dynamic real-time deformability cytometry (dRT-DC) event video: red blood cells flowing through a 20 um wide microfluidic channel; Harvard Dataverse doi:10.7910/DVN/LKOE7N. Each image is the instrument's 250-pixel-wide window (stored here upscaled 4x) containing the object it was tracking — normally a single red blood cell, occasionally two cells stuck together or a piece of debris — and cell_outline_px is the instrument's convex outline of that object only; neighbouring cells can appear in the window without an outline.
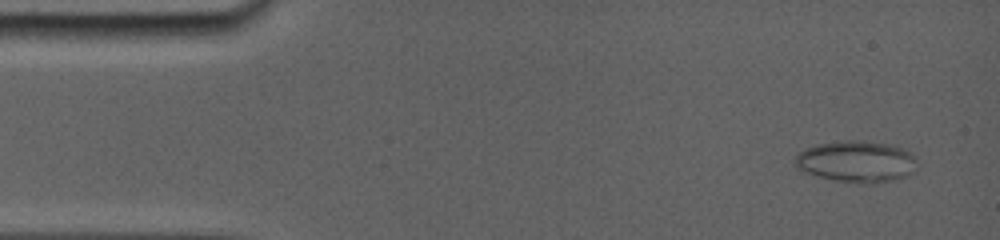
{"species": "common noctule bat (a hibernating species)", "species_latin": "Nyctalus noctula", "temperature_condition": "room temperature", "stored_images_in_passage": 17, "camera_frame_rate_fps": 5000, "um_per_image_px": 0.085, "animal": {"sex": "female", "body_mass_g": 19.0, "forearm_length_mm": 56.7}, "frame": {"image": 1, "passage_image": 2, "time_ms": 1.0, "image_size_px": [1000, 240], "cell_outline_px": [[896, 152], [864, 180], [840, 180], [820, 176], [808, 172], [800, 164], [800, 156], [804, 152], [812, 148], [840, 144], [864, 144], [888, 148]], "centroid_in_image_um": [71.83, 13.67], "position_along_channel_um": 13.2, "area_um2": 18.5}}
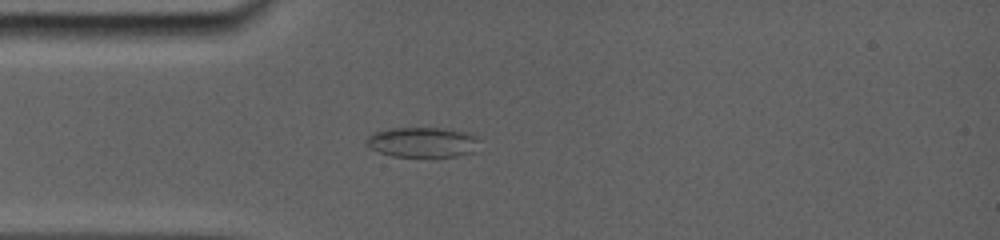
{"frame": {"image": 2, "passage_image": 9, "time_ms": 4.4, "image_size_px": [1000, 240], "cell_outline_px": [[468, 152], [436, 160], [392, 156], [380, 152], [372, 148], [368, 144], [368, 140], [372, 136], [380, 132], [400, 128], [436, 128], [468, 136]], "centroid_in_image_um": [35.68, 12.17], "position_along_channel_um": 49.3, "area_um2": 18.21}}
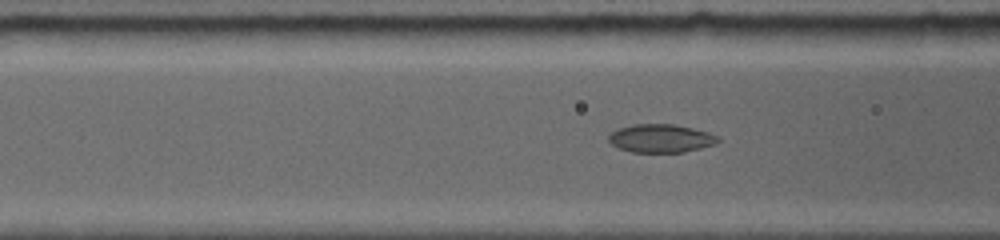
{"frame": {"image": 3, "passage_image": 14, "time_ms": 6.2, "image_size_px": [1000, 240], "cell_outline_px": [[720, 140], [712, 144], [700, 148], [680, 152], [632, 152], [620, 148], [612, 144], [608, 140], [608, 136], [612, 132], [620, 128], [636, 124], [672, 124], [704, 132], [716, 136]], "centroid_in_image_um": [56.1, 11.77], "position_along_channel_um": 110.5, "area_um2": 17.4}}